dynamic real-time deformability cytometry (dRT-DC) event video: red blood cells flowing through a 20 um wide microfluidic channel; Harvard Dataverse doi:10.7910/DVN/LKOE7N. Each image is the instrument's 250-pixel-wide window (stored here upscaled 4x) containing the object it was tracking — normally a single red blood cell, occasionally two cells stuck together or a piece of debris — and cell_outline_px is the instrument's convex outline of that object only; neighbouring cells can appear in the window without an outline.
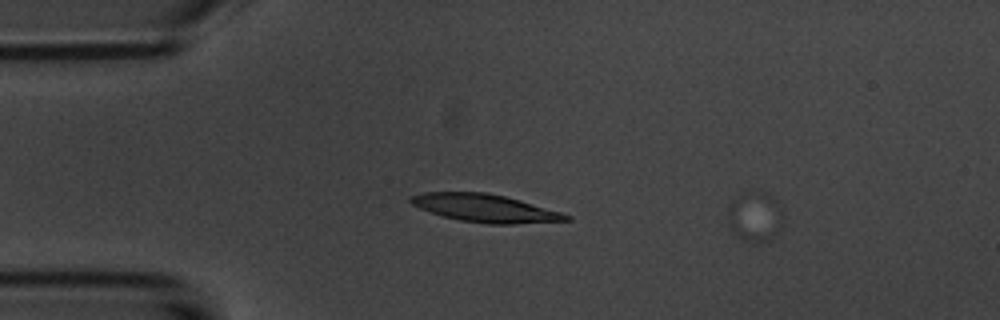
{"species": "common noctule bat (a hibernating species)", "species_latin": "Nyctalus noctula", "temperature_condition": "room temperature", "stored_images_in_passage": 2, "camera_frame_rate_fps": 3000, "um_per_image_px": 0.085, "animal": {"sex": "male", "body_mass_g": 20.1, "forearm_length_mm": 53.5}, "frame": {"image": 1, "passage_image": 2, "time_ms": 0.333, "image_size_px": [1000, 320], "cell_outline_px": [[776, 200], [772, 236], [756, 244], [752, 244], [740, 240], [736, 236], [728, 220], [728, 208], [732, 200], [740, 192], [768, 192]], "centroid_in_image_um": [63.96, 18.38], "position_along_channel_um": 21.0, "area_um2": 14.74}}